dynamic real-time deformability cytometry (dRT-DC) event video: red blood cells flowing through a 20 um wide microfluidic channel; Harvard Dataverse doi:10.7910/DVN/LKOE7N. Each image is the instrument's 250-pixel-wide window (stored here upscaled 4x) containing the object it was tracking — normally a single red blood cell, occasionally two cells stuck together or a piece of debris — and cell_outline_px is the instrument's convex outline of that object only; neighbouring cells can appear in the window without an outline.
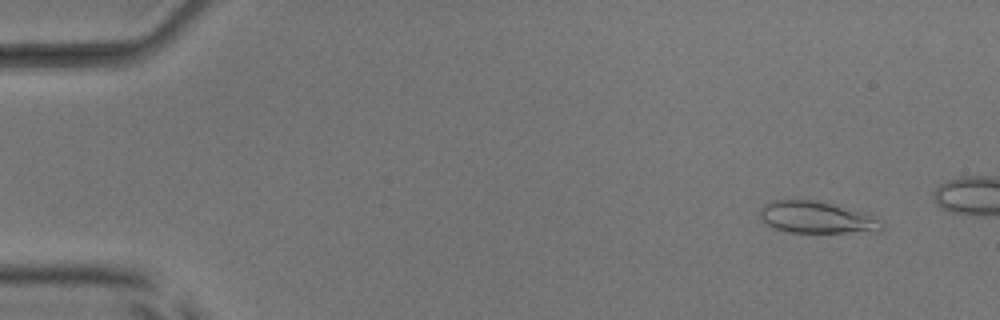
{"species": "common noctule bat (a hibernating species)", "species_latin": "Nyctalus noctula", "temperature_condition": "room temperature", "stored_images_in_passage": 14, "camera_frame_rate_fps": 3000, "um_per_image_px": 0.085, "animal": {"sex": "male", "body_mass_g": 17.9, "forearm_length_mm": 54.2}, "frame": {"image": 1, "passage_image": 3, "time_ms": 0.667, "image_size_px": [1000, 320], "cell_outline_px": [[884, 228], [880, 232], [788, 232], [764, 224], [760, 216], [760, 208], [764, 204], [772, 200], [796, 196], [816, 200], [868, 212], [876, 216], [880, 220]], "centroid_in_image_um": [69.42, 18.43], "position_along_channel_um": 15.6, "area_um2": 23.64}}